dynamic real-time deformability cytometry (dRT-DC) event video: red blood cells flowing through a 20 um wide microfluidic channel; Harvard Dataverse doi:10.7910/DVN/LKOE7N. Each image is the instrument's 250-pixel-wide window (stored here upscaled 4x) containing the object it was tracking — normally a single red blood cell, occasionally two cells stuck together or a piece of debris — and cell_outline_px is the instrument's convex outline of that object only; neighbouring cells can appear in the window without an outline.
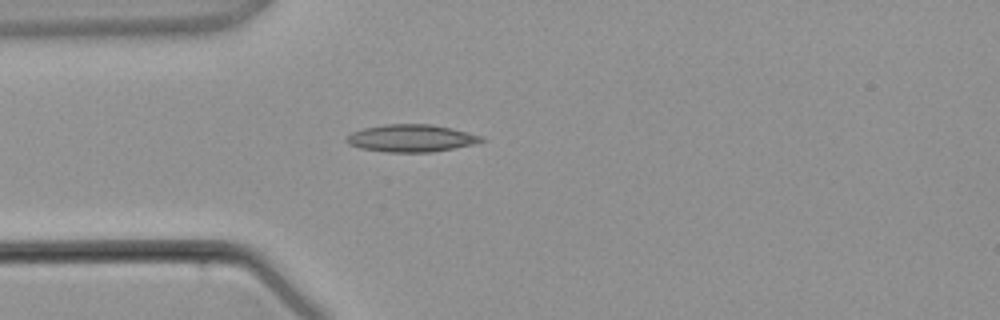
{"species": "common noctule bat (a hibernating species)", "species_latin": "Nyctalus noctula", "temperature_condition": "warm", "stored_images_in_passage": 3, "camera_frame_rate_fps": 3000, "um_per_image_px": 0.085, "animal": {"sex": "male", "body_mass_g": 21.5, "forearm_length_mm": 52.0}, "frame": {"image": 1, "passage_image": 3, "time_ms": 3.333, "image_size_px": [1000, 320], "cell_outline_px": [[488, 140], [472, 144], [432, 152], [388, 152], [360, 148], [348, 144], [344, 140], [344, 136], [352, 132], [364, 128], [384, 124], [432, 124], [484, 136]], "centroid_in_image_um": [34.92, 11.74], "position_along_channel_um": 50.1, "area_um2": 21.56}}